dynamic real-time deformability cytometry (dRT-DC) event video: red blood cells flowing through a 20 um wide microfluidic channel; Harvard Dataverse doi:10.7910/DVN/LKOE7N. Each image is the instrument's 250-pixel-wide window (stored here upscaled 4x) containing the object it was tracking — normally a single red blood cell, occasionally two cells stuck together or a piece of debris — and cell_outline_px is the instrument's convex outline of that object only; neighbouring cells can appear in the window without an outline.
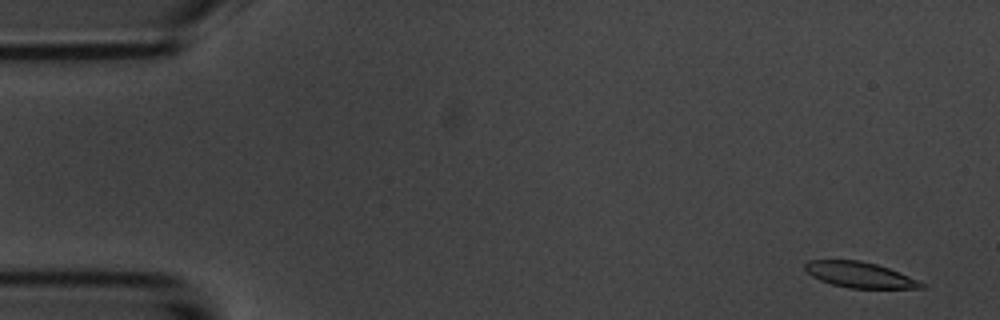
{"species": "common noctule bat (a hibernating species)", "species_latin": "Nyctalus noctula", "temperature_condition": "room temperature", "stored_images_in_passage": 53, "camera_frame_rate_fps": 3000, "um_per_image_px": 0.085, "animal": {"sex": "male", "body_mass_g": 20.1, "forearm_length_mm": 53.5}, "frame": {"image": 1, "passage_image": 1, "time_ms": 0.0, "image_size_px": [1000, 320], "cell_outline_px": [[924, 288], [848, 288], [832, 284], [820, 280], [812, 276], [804, 268], [804, 264], [808, 260], [860, 260], [876, 264], [888, 268], [908, 276], [924, 284]], "centroid_in_image_um": [73.02, 23.35], "position_along_channel_um": 12.0, "area_um2": 17.17}}
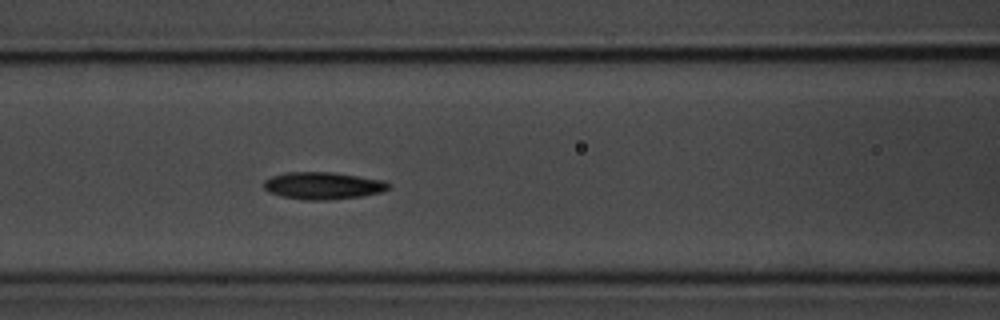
{"frame": {"image": 2, "passage_image": 21, "time_ms": 6.667, "image_size_px": [1000, 320], "cell_outline_px": [[392, 184], [388, 188], [380, 192], [360, 196], [328, 200], [304, 200], [280, 196], [268, 192], [264, 188], [264, 180], [272, 176], [284, 172], [332, 172], [384, 180]], "centroid_in_image_um": [27.42, 15.78], "position_along_channel_um": 139.2, "area_um2": 19.83}}
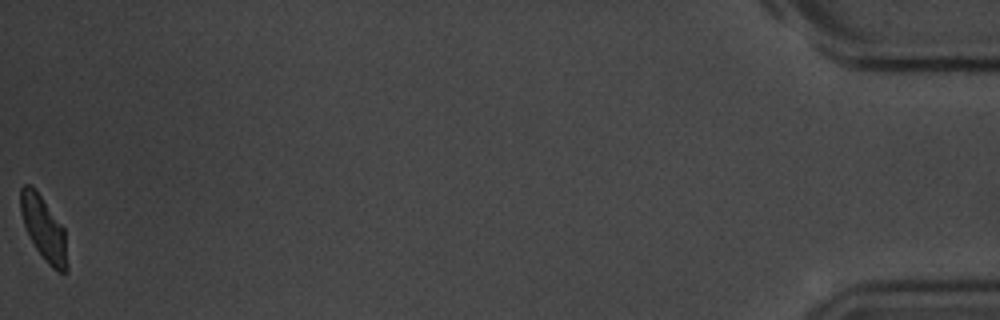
{"frame": {"image": 3, "passage_image": 53, "time_ms": 17.333, "image_size_px": [1000, 320], "cell_outline_px": [[68, 272], [56, 272], [44, 260], [36, 248], [24, 224], [20, 212], [20, 188], [24, 184], [32, 184], [64, 228], [68, 264]], "centroid_in_image_um": [3.72, 19.43], "position_along_channel_um": 431.5, "area_um2": 17.34}, "authors_computed_cell_mechanics": {"area_um2": 18.9584, "velocity_mm_per_s": 3.6742, "shape_relaxation_time_tau1_ms": 2.9815, "shape_relaxation_time_tau2_ms": 3.2096, "deformation_change_tau1": 0.1149, "deformation_change_tau2": 0.0926}}